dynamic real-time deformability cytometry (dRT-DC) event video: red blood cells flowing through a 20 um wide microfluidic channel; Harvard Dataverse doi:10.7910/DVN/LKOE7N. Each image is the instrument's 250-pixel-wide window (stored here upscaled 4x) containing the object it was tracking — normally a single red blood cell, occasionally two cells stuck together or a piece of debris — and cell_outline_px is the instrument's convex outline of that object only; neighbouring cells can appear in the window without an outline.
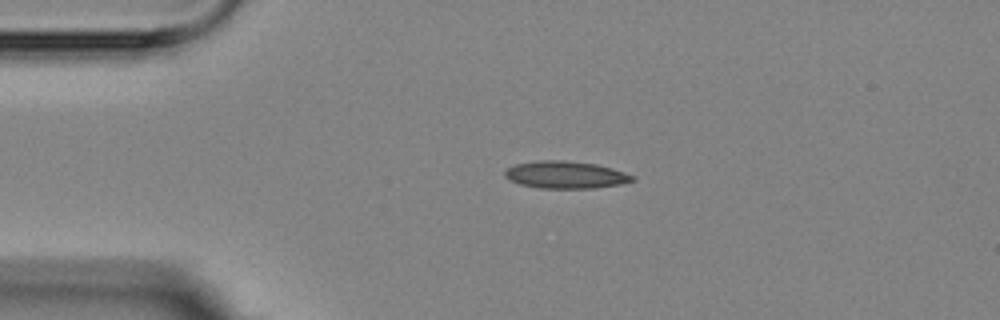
{"species": "Egyptian fruit bat (a non-hibernating species)", "species_latin": "Rousettus aegyptiacus", "temperature_condition": "room temperature", "stored_images_in_passage": 2, "camera_frame_rate_fps": 3000, "um_per_image_px": 0.085, "animal": {"sex": "female"}, "frame": {"image": 1, "passage_image": 1, "time_ms": 0.0, "image_size_px": [1000, 320], "cell_outline_px": [[636, 180], [620, 184], [592, 188], [540, 188], [520, 184], [504, 176], [504, 172], [508, 168], [516, 164], [536, 160], [564, 160], [596, 164], [612, 168], [636, 176]], "centroid_in_image_um": [48.1, 14.85], "position_along_channel_um": 36.9, "area_um2": 20.23}}